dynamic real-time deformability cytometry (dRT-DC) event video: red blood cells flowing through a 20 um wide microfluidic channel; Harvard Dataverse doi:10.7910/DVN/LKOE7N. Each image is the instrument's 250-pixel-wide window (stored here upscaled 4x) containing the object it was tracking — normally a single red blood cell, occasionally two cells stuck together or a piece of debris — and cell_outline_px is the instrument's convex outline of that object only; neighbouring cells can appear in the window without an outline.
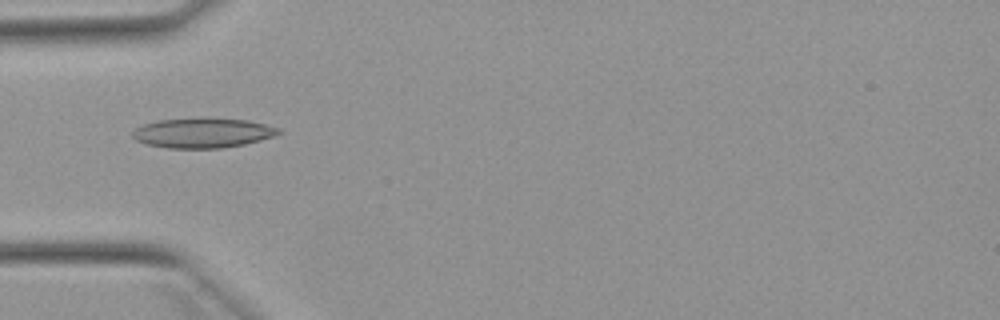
{"species": "Egyptian fruit bat (a non-hibernating species)", "species_latin": "Rousettus aegyptiacus", "temperature_condition": "warm", "stored_images_in_passage": 30, "camera_frame_rate_fps": 3000, "um_per_image_px": 0.085, "animal": {"sex": "female"}, "frame": {"image": 1, "passage_image": 16, "time_ms": 5.0, "image_size_px": [1000, 320], "cell_outline_px": [[280, 132], [272, 136], [260, 140], [244, 144], [224, 148], [168, 148], [148, 144], [136, 140], [132, 136], [132, 132], [136, 128], [144, 124], [156, 120], [248, 120], [280, 128]], "centroid_in_image_um": [17.21, 11.33], "position_along_channel_um": 67.8, "area_um2": 24.45}}
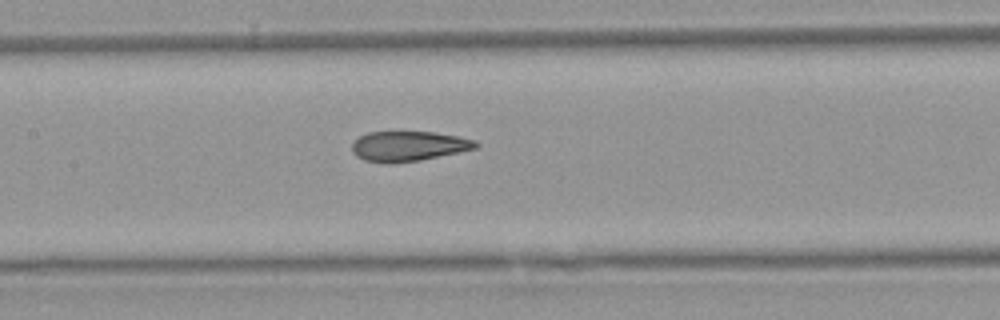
{"frame": {"image": 2, "passage_image": 24, "time_ms": 7.667, "image_size_px": [1000, 320], "cell_outline_px": [[480, 144], [476, 148], [420, 160], [388, 164], [364, 160], [356, 156], [352, 152], [352, 140], [368, 132], [432, 132], [460, 136], [476, 140]], "centroid_in_image_um": [34.69, 12.42], "position_along_channel_um": 172.7, "area_um2": 21.73}}
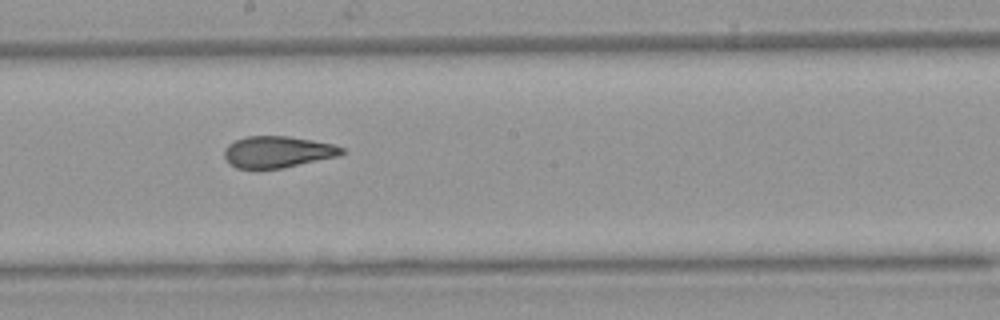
{"frame": {"image": 3, "passage_image": 28, "time_ms": 9.0, "image_size_px": [1000, 320], "cell_outline_px": [[344, 152], [340, 156], [284, 168], [236, 168], [228, 164], [224, 156], [224, 148], [228, 144], [244, 136], [288, 136], [312, 140], [332, 144], [344, 148]], "centroid_in_image_um": [23.58, 12.91], "position_along_channel_um": 224.6, "area_um2": 21.73}}